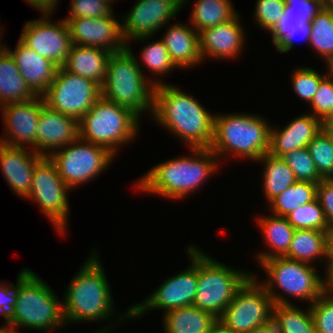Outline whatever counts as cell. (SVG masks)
Instances as JSON below:
<instances>
[{
  "mask_svg": "<svg viewBox=\"0 0 333 333\" xmlns=\"http://www.w3.org/2000/svg\"><path fill=\"white\" fill-rule=\"evenodd\" d=\"M151 118L183 140L190 149L210 148L214 115L198 99L178 87L165 82L155 86Z\"/></svg>",
  "mask_w": 333,
  "mask_h": 333,
  "instance_id": "cell-1",
  "label": "cell"
},
{
  "mask_svg": "<svg viewBox=\"0 0 333 333\" xmlns=\"http://www.w3.org/2000/svg\"><path fill=\"white\" fill-rule=\"evenodd\" d=\"M191 153L193 157L182 155L154 166L136 183V188L169 200L194 193L219 170L220 160L210 148H191Z\"/></svg>",
  "mask_w": 333,
  "mask_h": 333,
  "instance_id": "cell-2",
  "label": "cell"
},
{
  "mask_svg": "<svg viewBox=\"0 0 333 333\" xmlns=\"http://www.w3.org/2000/svg\"><path fill=\"white\" fill-rule=\"evenodd\" d=\"M73 276L62 301L64 321L101 322L114 315V301L104 267L95 248Z\"/></svg>",
  "mask_w": 333,
  "mask_h": 333,
  "instance_id": "cell-3",
  "label": "cell"
},
{
  "mask_svg": "<svg viewBox=\"0 0 333 333\" xmlns=\"http://www.w3.org/2000/svg\"><path fill=\"white\" fill-rule=\"evenodd\" d=\"M127 47L109 57L106 79L101 86V96L126 107L139 118L149 112L152 116L154 107V89L162 82L155 77L146 78L133 50ZM157 80V81H156Z\"/></svg>",
  "mask_w": 333,
  "mask_h": 333,
  "instance_id": "cell-4",
  "label": "cell"
},
{
  "mask_svg": "<svg viewBox=\"0 0 333 333\" xmlns=\"http://www.w3.org/2000/svg\"><path fill=\"white\" fill-rule=\"evenodd\" d=\"M17 300L11 314L3 320L17 332L18 327L49 331L66 325L62 301L53 289L30 269L17 276Z\"/></svg>",
  "mask_w": 333,
  "mask_h": 333,
  "instance_id": "cell-5",
  "label": "cell"
},
{
  "mask_svg": "<svg viewBox=\"0 0 333 333\" xmlns=\"http://www.w3.org/2000/svg\"><path fill=\"white\" fill-rule=\"evenodd\" d=\"M272 126L264 117L255 114H214L210 149L218 159L231 154L257 161L269 151Z\"/></svg>",
  "mask_w": 333,
  "mask_h": 333,
  "instance_id": "cell-6",
  "label": "cell"
},
{
  "mask_svg": "<svg viewBox=\"0 0 333 333\" xmlns=\"http://www.w3.org/2000/svg\"><path fill=\"white\" fill-rule=\"evenodd\" d=\"M139 119L130 109L101 96L79 120V138L115 155L120 145L134 141L141 125Z\"/></svg>",
  "mask_w": 333,
  "mask_h": 333,
  "instance_id": "cell-7",
  "label": "cell"
},
{
  "mask_svg": "<svg viewBox=\"0 0 333 333\" xmlns=\"http://www.w3.org/2000/svg\"><path fill=\"white\" fill-rule=\"evenodd\" d=\"M260 266L268 277L267 281L264 280L261 284L272 297L274 304H292L288 297L306 300L305 302L312 304L325 289V280L318 275L313 264L285 257H272L264 260ZM274 288H280L288 297Z\"/></svg>",
  "mask_w": 333,
  "mask_h": 333,
  "instance_id": "cell-8",
  "label": "cell"
},
{
  "mask_svg": "<svg viewBox=\"0 0 333 333\" xmlns=\"http://www.w3.org/2000/svg\"><path fill=\"white\" fill-rule=\"evenodd\" d=\"M252 275L235 270L198 249V282L193 306L218 319L233 300L237 290Z\"/></svg>",
  "mask_w": 333,
  "mask_h": 333,
  "instance_id": "cell-9",
  "label": "cell"
},
{
  "mask_svg": "<svg viewBox=\"0 0 333 333\" xmlns=\"http://www.w3.org/2000/svg\"><path fill=\"white\" fill-rule=\"evenodd\" d=\"M190 260V266L178 274L166 278L162 284L148 295L143 302L135 303L125 311L124 316H118L116 321L122 323L124 319H136L146 314V311L163 309L166 313L172 309H178L193 305L198 282V248L189 245L186 249ZM122 321V322H121Z\"/></svg>",
  "mask_w": 333,
  "mask_h": 333,
  "instance_id": "cell-10",
  "label": "cell"
},
{
  "mask_svg": "<svg viewBox=\"0 0 333 333\" xmlns=\"http://www.w3.org/2000/svg\"><path fill=\"white\" fill-rule=\"evenodd\" d=\"M115 156L103 146L78 138L49 158L56 165L60 177L72 190L99 176L111 165Z\"/></svg>",
  "mask_w": 333,
  "mask_h": 333,
  "instance_id": "cell-11",
  "label": "cell"
},
{
  "mask_svg": "<svg viewBox=\"0 0 333 333\" xmlns=\"http://www.w3.org/2000/svg\"><path fill=\"white\" fill-rule=\"evenodd\" d=\"M273 306L272 297L252 274L218 320L235 333H249L272 319Z\"/></svg>",
  "mask_w": 333,
  "mask_h": 333,
  "instance_id": "cell-12",
  "label": "cell"
},
{
  "mask_svg": "<svg viewBox=\"0 0 333 333\" xmlns=\"http://www.w3.org/2000/svg\"><path fill=\"white\" fill-rule=\"evenodd\" d=\"M42 97L50 109L79 121L101 97V86L58 67L53 82Z\"/></svg>",
  "mask_w": 333,
  "mask_h": 333,
  "instance_id": "cell-13",
  "label": "cell"
},
{
  "mask_svg": "<svg viewBox=\"0 0 333 333\" xmlns=\"http://www.w3.org/2000/svg\"><path fill=\"white\" fill-rule=\"evenodd\" d=\"M69 191L54 162L43 157L34 168L31 190L25 199L35 201L57 231L64 234L69 215Z\"/></svg>",
  "mask_w": 333,
  "mask_h": 333,
  "instance_id": "cell-14",
  "label": "cell"
},
{
  "mask_svg": "<svg viewBox=\"0 0 333 333\" xmlns=\"http://www.w3.org/2000/svg\"><path fill=\"white\" fill-rule=\"evenodd\" d=\"M51 14L45 12L41 18L26 22L19 39L41 57L62 67L73 44L66 21L52 23Z\"/></svg>",
  "mask_w": 333,
  "mask_h": 333,
  "instance_id": "cell-15",
  "label": "cell"
},
{
  "mask_svg": "<svg viewBox=\"0 0 333 333\" xmlns=\"http://www.w3.org/2000/svg\"><path fill=\"white\" fill-rule=\"evenodd\" d=\"M183 8L179 0H137L127 16L121 20L124 41H144L154 37Z\"/></svg>",
  "mask_w": 333,
  "mask_h": 333,
  "instance_id": "cell-16",
  "label": "cell"
},
{
  "mask_svg": "<svg viewBox=\"0 0 333 333\" xmlns=\"http://www.w3.org/2000/svg\"><path fill=\"white\" fill-rule=\"evenodd\" d=\"M109 16L100 18L64 19L67 23L72 44L96 47L117 53L127 47L122 36L121 22Z\"/></svg>",
  "mask_w": 333,
  "mask_h": 333,
  "instance_id": "cell-17",
  "label": "cell"
},
{
  "mask_svg": "<svg viewBox=\"0 0 333 333\" xmlns=\"http://www.w3.org/2000/svg\"><path fill=\"white\" fill-rule=\"evenodd\" d=\"M43 102V97L37 96L28 102L2 106L0 111L6 134L5 138H0V143L19 147L29 144L37 153V128Z\"/></svg>",
  "mask_w": 333,
  "mask_h": 333,
  "instance_id": "cell-18",
  "label": "cell"
},
{
  "mask_svg": "<svg viewBox=\"0 0 333 333\" xmlns=\"http://www.w3.org/2000/svg\"><path fill=\"white\" fill-rule=\"evenodd\" d=\"M78 138L79 121L77 119L50 109L45 102L41 104L37 128V153L39 155L50 157L54 152Z\"/></svg>",
  "mask_w": 333,
  "mask_h": 333,
  "instance_id": "cell-19",
  "label": "cell"
},
{
  "mask_svg": "<svg viewBox=\"0 0 333 333\" xmlns=\"http://www.w3.org/2000/svg\"><path fill=\"white\" fill-rule=\"evenodd\" d=\"M26 149L0 143L1 173L10 189L22 198L30 193L34 168L43 158L32 149Z\"/></svg>",
  "mask_w": 333,
  "mask_h": 333,
  "instance_id": "cell-20",
  "label": "cell"
},
{
  "mask_svg": "<svg viewBox=\"0 0 333 333\" xmlns=\"http://www.w3.org/2000/svg\"><path fill=\"white\" fill-rule=\"evenodd\" d=\"M241 15L233 19L202 30L199 33L200 54L202 60L206 57L219 59H235L239 56L245 44V33L240 23Z\"/></svg>",
  "mask_w": 333,
  "mask_h": 333,
  "instance_id": "cell-21",
  "label": "cell"
},
{
  "mask_svg": "<svg viewBox=\"0 0 333 333\" xmlns=\"http://www.w3.org/2000/svg\"><path fill=\"white\" fill-rule=\"evenodd\" d=\"M323 127V122L311 113L296 117L283 129L271 127L268 153L282 157L292 150L307 148Z\"/></svg>",
  "mask_w": 333,
  "mask_h": 333,
  "instance_id": "cell-22",
  "label": "cell"
},
{
  "mask_svg": "<svg viewBox=\"0 0 333 333\" xmlns=\"http://www.w3.org/2000/svg\"><path fill=\"white\" fill-rule=\"evenodd\" d=\"M4 48L14 59L22 78L31 91L36 96L42 97L53 82L58 66L47 58L41 57L20 39L14 51L7 46Z\"/></svg>",
  "mask_w": 333,
  "mask_h": 333,
  "instance_id": "cell-23",
  "label": "cell"
},
{
  "mask_svg": "<svg viewBox=\"0 0 333 333\" xmlns=\"http://www.w3.org/2000/svg\"><path fill=\"white\" fill-rule=\"evenodd\" d=\"M165 33L161 40L177 68H192L203 62L199 33L191 25L176 23Z\"/></svg>",
  "mask_w": 333,
  "mask_h": 333,
  "instance_id": "cell-24",
  "label": "cell"
},
{
  "mask_svg": "<svg viewBox=\"0 0 333 333\" xmlns=\"http://www.w3.org/2000/svg\"><path fill=\"white\" fill-rule=\"evenodd\" d=\"M111 52L90 46L73 44L63 68L71 73L103 85Z\"/></svg>",
  "mask_w": 333,
  "mask_h": 333,
  "instance_id": "cell-25",
  "label": "cell"
},
{
  "mask_svg": "<svg viewBox=\"0 0 333 333\" xmlns=\"http://www.w3.org/2000/svg\"><path fill=\"white\" fill-rule=\"evenodd\" d=\"M285 258L313 263L317 259L320 264H325L327 268L329 261V241L328 232L321 230H295L292 236L290 248ZM327 259L323 261L322 259ZM316 259V260H315Z\"/></svg>",
  "mask_w": 333,
  "mask_h": 333,
  "instance_id": "cell-26",
  "label": "cell"
},
{
  "mask_svg": "<svg viewBox=\"0 0 333 333\" xmlns=\"http://www.w3.org/2000/svg\"><path fill=\"white\" fill-rule=\"evenodd\" d=\"M257 225L261 227L266 246L269 245L271 251H261L256 253L258 263H262L272 257H284L291 245L292 236L295 229L287 221L286 217L261 216L256 219Z\"/></svg>",
  "mask_w": 333,
  "mask_h": 333,
  "instance_id": "cell-27",
  "label": "cell"
},
{
  "mask_svg": "<svg viewBox=\"0 0 333 333\" xmlns=\"http://www.w3.org/2000/svg\"><path fill=\"white\" fill-rule=\"evenodd\" d=\"M36 97L22 78L10 53L3 48L0 52V107L28 102Z\"/></svg>",
  "mask_w": 333,
  "mask_h": 333,
  "instance_id": "cell-28",
  "label": "cell"
},
{
  "mask_svg": "<svg viewBox=\"0 0 333 333\" xmlns=\"http://www.w3.org/2000/svg\"><path fill=\"white\" fill-rule=\"evenodd\" d=\"M165 333H209L218 318L193 305L163 313Z\"/></svg>",
  "mask_w": 333,
  "mask_h": 333,
  "instance_id": "cell-29",
  "label": "cell"
},
{
  "mask_svg": "<svg viewBox=\"0 0 333 333\" xmlns=\"http://www.w3.org/2000/svg\"><path fill=\"white\" fill-rule=\"evenodd\" d=\"M189 1L186 0L182 6ZM194 2L189 24L198 33L204 29L225 23L238 14L230 0H197Z\"/></svg>",
  "mask_w": 333,
  "mask_h": 333,
  "instance_id": "cell-30",
  "label": "cell"
},
{
  "mask_svg": "<svg viewBox=\"0 0 333 333\" xmlns=\"http://www.w3.org/2000/svg\"><path fill=\"white\" fill-rule=\"evenodd\" d=\"M256 162H264L263 192L267 203L298 181L292 169L281 157L269 153L262 155Z\"/></svg>",
  "mask_w": 333,
  "mask_h": 333,
  "instance_id": "cell-31",
  "label": "cell"
},
{
  "mask_svg": "<svg viewBox=\"0 0 333 333\" xmlns=\"http://www.w3.org/2000/svg\"><path fill=\"white\" fill-rule=\"evenodd\" d=\"M317 183L296 181L292 186L273 198L268 204L273 215L286 217L293 210L317 197Z\"/></svg>",
  "mask_w": 333,
  "mask_h": 333,
  "instance_id": "cell-32",
  "label": "cell"
},
{
  "mask_svg": "<svg viewBox=\"0 0 333 333\" xmlns=\"http://www.w3.org/2000/svg\"><path fill=\"white\" fill-rule=\"evenodd\" d=\"M310 22H304V17L289 15L286 9L277 24L269 31L275 49L280 53L291 51L294 46V39L300 36L309 43L310 39Z\"/></svg>",
  "mask_w": 333,
  "mask_h": 333,
  "instance_id": "cell-33",
  "label": "cell"
},
{
  "mask_svg": "<svg viewBox=\"0 0 333 333\" xmlns=\"http://www.w3.org/2000/svg\"><path fill=\"white\" fill-rule=\"evenodd\" d=\"M274 304L272 319L279 333H317L310 307L301 310L295 304Z\"/></svg>",
  "mask_w": 333,
  "mask_h": 333,
  "instance_id": "cell-34",
  "label": "cell"
},
{
  "mask_svg": "<svg viewBox=\"0 0 333 333\" xmlns=\"http://www.w3.org/2000/svg\"><path fill=\"white\" fill-rule=\"evenodd\" d=\"M309 45L326 61L333 56V12L322 8L310 21Z\"/></svg>",
  "mask_w": 333,
  "mask_h": 333,
  "instance_id": "cell-35",
  "label": "cell"
},
{
  "mask_svg": "<svg viewBox=\"0 0 333 333\" xmlns=\"http://www.w3.org/2000/svg\"><path fill=\"white\" fill-rule=\"evenodd\" d=\"M286 219L295 230L329 232V224L317 198L293 210Z\"/></svg>",
  "mask_w": 333,
  "mask_h": 333,
  "instance_id": "cell-36",
  "label": "cell"
},
{
  "mask_svg": "<svg viewBox=\"0 0 333 333\" xmlns=\"http://www.w3.org/2000/svg\"><path fill=\"white\" fill-rule=\"evenodd\" d=\"M307 149L323 179H333V141L323 127L308 144Z\"/></svg>",
  "mask_w": 333,
  "mask_h": 333,
  "instance_id": "cell-37",
  "label": "cell"
},
{
  "mask_svg": "<svg viewBox=\"0 0 333 333\" xmlns=\"http://www.w3.org/2000/svg\"><path fill=\"white\" fill-rule=\"evenodd\" d=\"M141 58H137L141 60V64H145L146 69L159 77L164 74L174 70L177 68L175 64L172 62L169 52L167 51L164 42L160 39L159 41L155 40L148 44L141 50L140 53ZM162 74V75H161ZM161 75V76H160Z\"/></svg>",
  "mask_w": 333,
  "mask_h": 333,
  "instance_id": "cell-38",
  "label": "cell"
},
{
  "mask_svg": "<svg viewBox=\"0 0 333 333\" xmlns=\"http://www.w3.org/2000/svg\"><path fill=\"white\" fill-rule=\"evenodd\" d=\"M281 158L292 169L298 181L318 184L323 180L307 148L292 150Z\"/></svg>",
  "mask_w": 333,
  "mask_h": 333,
  "instance_id": "cell-39",
  "label": "cell"
},
{
  "mask_svg": "<svg viewBox=\"0 0 333 333\" xmlns=\"http://www.w3.org/2000/svg\"><path fill=\"white\" fill-rule=\"evenodd\" d=\"M296 69L293 74H291L293 90L298 97L310 104L319 88L320 81L326 76V74H320L315 69L309 67H300Z\"/></svg>",
  "mask_w": 333,
  "mask_h": 333,
  "instance_id": "cell-40",
  "label": "cell"
},
{
  "mask_svg": "<svg viewBox=\"0 0 333 333\" xmlns=\"http://www.w3.org/2000/svg\"><path fill=\"white\" fill-rule=\"evenodd\" d=\"M309 306L317 333H333V292L325 288Z\"/></svg>",
  "mask_w": 333,
  "mask_h": 333,
  "instance_id": "cell-41",
  "label": "cell"
},
{
  "mask_svg": "<svg viewBox=\"0 0 333 333\" xmlns=\"http://www.w3.org/2000/svg\"><path fill=\"white\" fill-rule=\"evenodd\" d=\"M311 114L320 119L324 125L331 122L333 108V80L325 76L321 81L311 103Z\"/></svg>",
  "mask_w": 333,
  "mask_h": 333,
  "instance_id": "cell-42",
  "label": "cell"
},
{
  "mask_svg": "<svg viewBox=\"0 0 333 333\" xmlns=\"http://www.w3.org/2000/svg\"><path fill=\"white\" fill-rule=\"evenodd\" d=\"M69 16L64 19L100 18L111 15L113 2L110 0H70Z\"/></svg>",
  "mask_w": 333,
  "mask_h": 333,
  "instance_id": "cell-43",
  "label": "cell"
},
{
  "mask_svg": "<svg viewBox=\"0 0 333 333\" xmlns=\"http://www.w3.org/2000/svg\"><path fill=\"white\" fill-rule=\"evenodd\" d=\"M286 10L285 0H256L254 20L266 31H270Z\"/></svg>",
  "mask_w": 333,
  "mask_h": 333,
  "instance_id": "cell-44",
  "label": "cell"
},
{
  "mask_svg": "<svg viewBox=\"0 0 333 333\" xmlns=\"http://www.w3.org/2000/svg\"><path fill=\"white\" fill-rule=\"evenodd\" d=\"M289 15L304 17V22H310L322 8V0H285Z\"/></svg>",
  "mask_w": 333,
  "mask_h": 333,
  "instance_id": "cell-45",
  "label": "cell"
},
{
  "mask_svg": "<svg viewBox=\"0 0 333 333\" xmlns=\"http://www.w3.org/2000/svg\"><path fill=\"white\" fill-rule=\"evenodd\" d=\"M329 227L333 226V179H323L317 186V197Z\"/></svg>",
  "mask_w": 333,
  "mask_h": 333,
  "instance_id": "cell-46",
  "label": "cell"
},
{
  "mask_svg": "<svg viewBox=\"0 0 333 333\" xmlns=\"http://www.w3.org/2000/svg\"><path fill=\"white\" fill-rule=\"evenodd\" d=\"M0 284V314L5 320L13 311L17 300L16 284Z\"/></svg>",
  "mask_w": 333,
  "mask_h": 333,
  "instance_id": "cell-47",
  "label": "cell"
},
{
  "mask_svg": "<svg viewBox=\"0 0 333 333\" xmlns=\"http://www.w3.org/2000/svg\"><path fill=\"white\" fill-rule=\"evenodd\" d=\"M325 271V288L333 292V254H329V261Z\"/></svg>",
  "mask_w": 333,
  "mask_h": 333,
  "instance_id": "cell-48",
  "label": "cell"
},
{
  "mask_svg": "<svg viewBox=\"0 0 333 333\" xmlns=\"http://www.w3.org/2000/svg\"><path fill=\"white\" fill-rule=\"evenodd\" d=\"M249 333H279L277 325L273 319L267 323L257 326L255 329L251 330Z\"/></svg>",
  "mask_w": 333,
  "mask_h": 333,
  "instance_id": "cell-49",
  "label": "cell"
},
{
  "mask_svg": "<svg viewBox=\"0 0 333 333\" xmlns=\"http://www.w3.org/2000/svg\"><path fill=\"white\" fill-rule=\"evenodd\" d=\"M59 0H36V3L45 11V12H54L56 6L59 5Z\"/></svg>",
  "mask_w": 333,
  "mask_h": 333,
  "instance_id": "cell-50",
  "label": "cell"
},
{
  "mask_svg": "<svg viewBox=\"0 0 333 333\" xmlns=\"http://www.w3.org/2000/svg\"><path fill=\"white\" fill-rule=\"evenodd\" d=\"M209 333H235L233 330L227 328L220 320L212 326Z\"/></svg>",
  "mask_w": 333,
  "mask_h": 333,
  "instance_id": "cell-51",
  "label": "cell"
},
{
  "mask_svg": "<svg viewBox=\"0 0 333 333\" xmlns=\"http://www.w3.org/2000/svg\"><path fill=\"white\" fill-rule=\"evenodd\" d=\"M326 64H327V71H326V76L330 79L333 80V56L329 57L326 61Z\"/></svg>",
  "mask_w": 333,
  "mask_h": 333,
  "instance_id": "cell-52",
  "label": "cell"
},
{
  "mask_svg": "<svg viewBox=\"0 0 333 333\" xmlns=\"http://www.w3.org/2000/svg\"><path fill=\"white\" fill-rule=\"evenodd\" d=\"M5 325L0 327V333H18L12 326H10L7 322H4Z\"/></svg>",
  "mask_w": 333,
  "mask_h": 333,
  "instance_id": "cell-53",
  "label": "cell"
},
{
  "mask_svg": "<svg viewBox=\"0 0 333 333\" xmlns=\"http://www.w3.org/2000/svg\"><path fill=\"white\" fill-rule=\"evenodd\" d=\"M328 241H329V254H333V226L329 227Z\"/></svg>",
  "mask_w": 333,
  "mask_h": 333,
  "instance_id": "cell-54",
  "label": "cell"
},
{
  "mask_svg": "<svg viewBox=\"0 0 333 333\" xmlns=\"http://www.w3.org/2000/svg\"><path fill=\"white\" fill-rule=\"evenodd\" d=\"M26 3L30 4V6L40 11V13H45V11L36 3V0H26Z\"/></svg>",
  "mask_w": 333,
  "mask_h": 333,
  "instance_id": "cell-55",
  "label": "cell"
},
{
  "mask_svg": "<svg viewBox=\"0 0 333 333\" xmlns=\"http://www.w3.org/2000/svg\"><path fill=\"white\" fill-rule=\"evenodd\" d=\"M323 7L333 12V0H322Z\"/></svg>",
  "mask_w": 333,
  "mask_h": 333,
  "instance_id": "cell-56",
  "label": "cell"
},
{
  "mask_svg": "<svg viewBox=\"0 0 333 333\" xmlns=\"http://www.w3.org/2000/svg\"><path fill=\"white\" fill-rule=\"evenodd\" d=\"M324 128L327 131H333V120L328 125H324Z\"/></svg>",
  "mask_w": 333,
  "mask_h": 333,
  "instance_id": "cell-57",
  "label": "cell"
},
{
  "mask_svg": "<svg viewBox=\"0 0 333 333\" xmlns=\"http://www.w3.org/2000/svg\"><path fill=\"white\" fill-rule=\"evenodd\" d=\"M2 28H0V40L2 39V36H3V31L1 30Z\"/></svg>",
  "mask_w": 333,
  "mask_h": 333,
  "instance_id": "cell-58",
  "label": "cell"
},
{
  "mask_svg": "<svg viewBox=\"0 0 333 333\" xmlns=\"http://www.w3.org/2000/svg\"><path fill=\"white\" fill-rule=\"evenodd\" d=\"M333 141V131H328Z\"/></svg>",
  "mask_w": 333,
  "mask_h": 333,
  "instance_id": "cell-59",
  "label": "cell"
},
{
  "mask_svg": "<svg viewBox=\"0 0 333 333\" xmlns=\"http://www.w3.org/2000/svg\"><path fill=\"white\" fill-rule=\"evenodd\" d=\"M2 43L0 42V52H1V50L4 48V44L3 45H1Z\"/></svg>",
  "mask_w": 333,
  "mask_h": 333,
  "instance_id": "cell-60",
  "label": "cell"
},
{
  "mask_svg": "<svg viewBox=\"0 0 333 333\" xmlns=\"http://www.w3.org/2000/svg\"><path fill=\"white\" fill-rule=\"evenodd\" d=\"M333 120V108H332V111H331V121Z\"/></svg>",
  "mask_w": 333,
  "mask_h": 333,
  "instance_id": "cell-61",
  "label": "cell"
},
{
  "mask_svg": "<svg viewBox=\"0 0 333 333\" xmlns=\"http://www.w3.org/2000/svg\"><path fill=\"white\" fill-rule=\"evenodd\" d=\"M182 4L186 1V0H179Z\"/></svg>",
  "mask_w": 333,
  "mask_h": 333,
  "instance_id": "cell-62",
  "label": "cell"
}]
</instances>
